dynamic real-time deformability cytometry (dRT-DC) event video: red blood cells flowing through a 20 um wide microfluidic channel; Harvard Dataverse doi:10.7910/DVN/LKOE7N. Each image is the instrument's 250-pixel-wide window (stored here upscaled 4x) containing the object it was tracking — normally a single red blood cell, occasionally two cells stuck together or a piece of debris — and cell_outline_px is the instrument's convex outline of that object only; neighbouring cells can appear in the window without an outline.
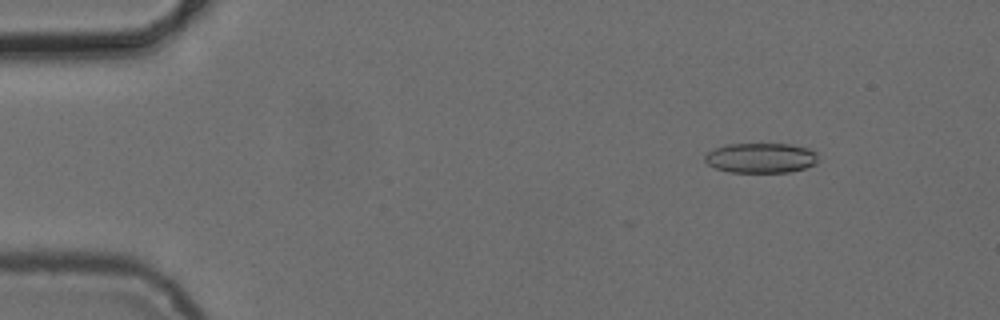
{"species": "common noctule bat (a hibernating species)", "species_latin": "Nyctalus noctula", "temperature_condition": "cold", "stored_images_in_passage": 5, "camera_frame_rate_fps": 3000, "um_per_image_px": 0.085, "animal": {"sex": "female", "body_mass_g": 24.6, "forearm_length_mm": 56.2}, "frame": {"image": 1, "passage_image": 2, "time_ms": 1.333, "image_size_px": [1000, 320], "cell_outline_px": [[820, 160], [816, 164], [804, 168], [788, 172], [732, 172], [716, 168], [708, 164], [704, 160], [704, 156], [708, 152], [716, 148], [728, 144], [792, 144], [808, 148], [816, 152]], "centroid_in_image_um": [64.72, 13.42], "position_along_channel_um": 20.3, "area_um2": 19.83}}